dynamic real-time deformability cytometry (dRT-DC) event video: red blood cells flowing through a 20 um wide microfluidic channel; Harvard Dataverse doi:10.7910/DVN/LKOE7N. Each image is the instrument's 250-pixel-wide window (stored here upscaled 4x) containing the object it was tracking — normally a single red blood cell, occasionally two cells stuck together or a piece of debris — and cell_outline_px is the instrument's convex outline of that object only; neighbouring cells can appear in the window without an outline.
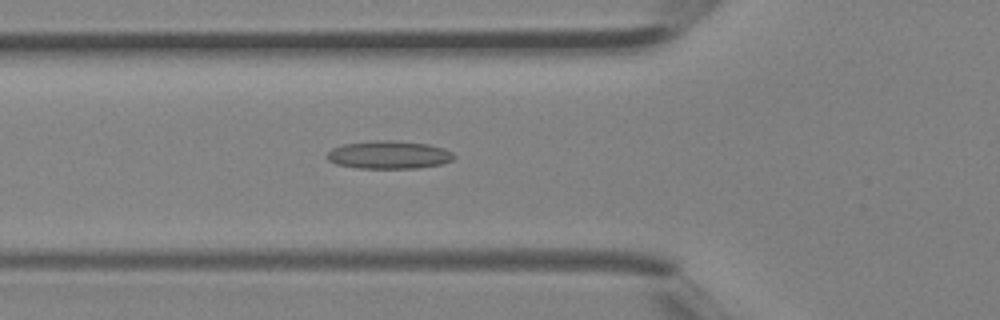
{"species": "Egyptian fruit bat (a non-hibernating species)", "species_latin": "Rousettus aegyptiacus", "temperature_condition": "room temperature", "stored_images_in_passage": 5, "camera_frame_rate_fps": 3000, "um_per_image_px": 0.085, "animal": {"sex": "female"}, "frame": {"image": 1, "passage_image": 5, "time_ms": 1.333, "image_size_px": [1000, 320], "cell_outline_px": [[456, 156], [452, 160], [440, 164], [420, 168], [356, 168], [336, 164], [328, 160], [328, 152], [332, 148], [344, 144], [376, 140], [392, 140], [428, 144], [444, 148], [452, 152]], "centroid_in_image_um": [33.07, 13.16], "position_along_channel_um": 92.7, "area_um2": 20.69}}